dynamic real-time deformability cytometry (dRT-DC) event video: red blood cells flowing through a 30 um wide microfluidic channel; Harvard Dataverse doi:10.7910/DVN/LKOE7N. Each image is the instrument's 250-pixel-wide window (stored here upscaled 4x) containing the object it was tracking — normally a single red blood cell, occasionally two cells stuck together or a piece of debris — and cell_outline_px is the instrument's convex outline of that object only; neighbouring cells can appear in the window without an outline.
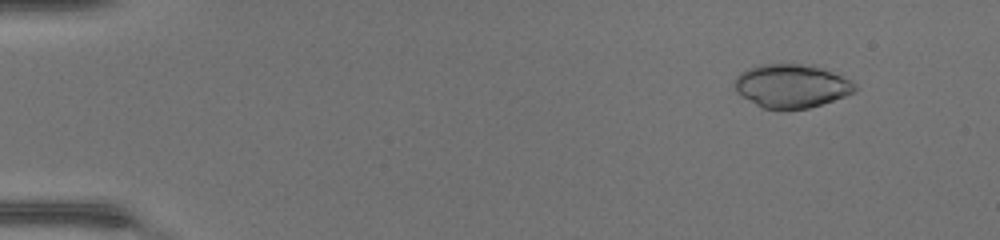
{"species": "common noctule bat (a hibernating species)", "species_latin": "Nyctalus noctula", "temperature_condition": "warm", "stored_images_in_passage": 6, "camera_frame_rate_fps": 3000, "um_per_image_px": 0.085, "animal": {"sex": "female", "body_mass_g": 17.0, "forearm_length_mm": 48.0}, "frame": {"image": 1, "passage_image": 5, "time_ms": 1.333, "image_size_px": [1000, 240], "cell_outline_px": [[856, 92], [808, 108], [780, 112], [764, 108], [756, 104], [736, 92], [732, 84], [736, 76], [740, 72], [748, 68], [760, 64], [812, 64], [852, 80], [856, 84]], "centroid_in_image_um": [67.25, 7.32], "position_along_channel_um": 17.8, "area_um2": 31.04}}